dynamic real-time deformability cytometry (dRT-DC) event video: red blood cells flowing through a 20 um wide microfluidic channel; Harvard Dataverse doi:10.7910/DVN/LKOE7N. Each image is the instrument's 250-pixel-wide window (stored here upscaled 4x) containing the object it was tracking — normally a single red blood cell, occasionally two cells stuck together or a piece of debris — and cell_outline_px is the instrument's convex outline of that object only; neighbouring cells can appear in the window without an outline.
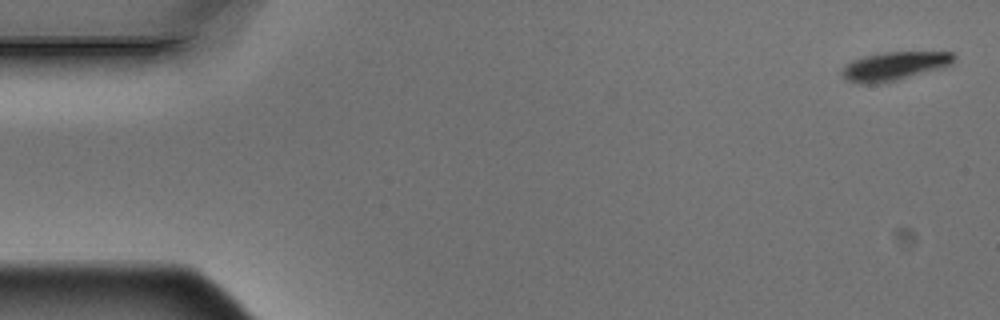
{"species": "Egyptian fruit bat (a non-hibernating species)", "species_latin": "Rousettus aegyptiacus", "temperature_condition": "warm", "stored_images_in_passage": 5, "camera_frame_rate_fps": 3000, "um_per_image_px": 0.085, "animal": {"sex": "male"}, "frame": {"image": 1, "passage_image": 1, "time_ms": 0.0, "image_size_px": [1000, 320], "cell_outline_px": [[956, 60], [952, 64], [940, 68], [896, 80], [872, 84], [860, 84], [848, 80], [840, 72], [844, 64], [852, 60], [864, 56], [884, 52], [956, 52]], "centroid_in_image_um": [76.02, 5.6], "position_along_channel_um": 9.0, "area_um2": 18.61}}
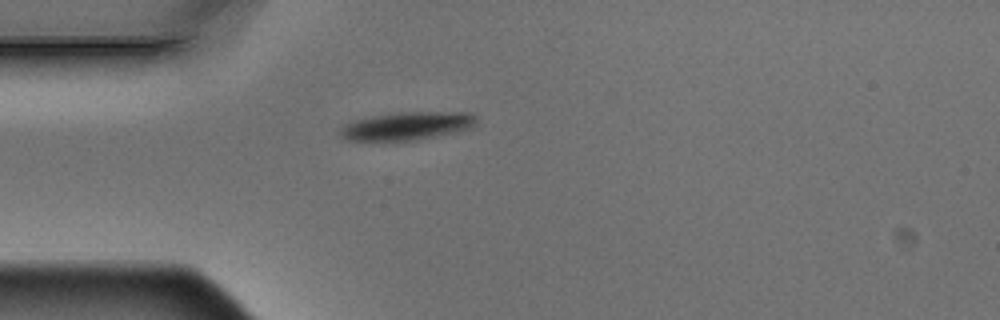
{"frame": {"image": 2, "passage_image": 5, "time_ms": 1.333, "image_size_px": [1000, 320], "cell_outline_px": [[476, 124], [472, 128], [416, 140], [348, 140], [340, 136], [340, 128], [344, 124], [352, 120], [372, 116], [396, 112], [472, 112], [476, 116]], "centroid_in_image_um": [34.6, 10.69], "position_along_channel_um": 50.4, "area_um2": 22.31}}